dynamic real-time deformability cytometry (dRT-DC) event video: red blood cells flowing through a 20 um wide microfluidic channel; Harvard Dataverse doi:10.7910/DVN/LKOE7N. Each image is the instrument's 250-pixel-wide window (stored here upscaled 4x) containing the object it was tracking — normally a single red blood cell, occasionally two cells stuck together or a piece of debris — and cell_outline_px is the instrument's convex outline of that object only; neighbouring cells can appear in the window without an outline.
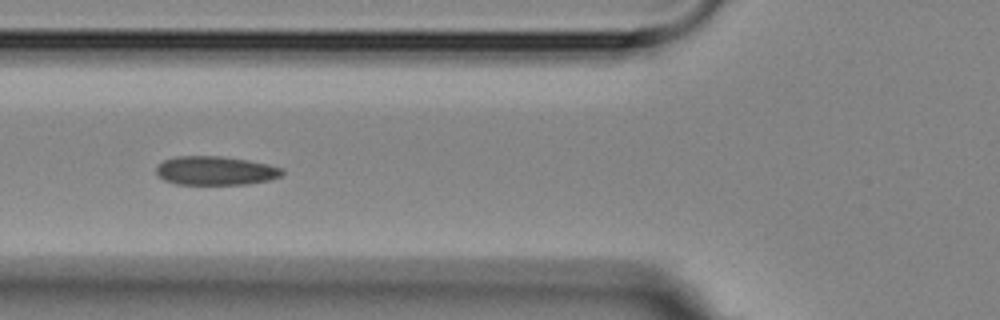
{"species": "Egyptian fruit bat (a non-hibernating species)", "species_latin": "Rousettus aegyptiacus", "temperature_condition": "room temperature", "stored_images_in_passage": 16, "segment_of_instrument_passage": [1, 2], "camera_frame_rate_fps": 3000, "um_per_image_px": 0.085, "animal": {"sex": "female"}, "frame": {"image": 1, "passage_image": 5, "time_ms": 4.667, "image_size_px": [1000, 320], "cell_outline_px": [[284, 172], [280, 176], [268, 180], [248, 184], [176, 184], [164, 180], [156, 172], [156, 168], [164, 160], [176, 156], [220, 156], [248, 160], [268, 164], [284, 168]], "centroid_in_image_um": [18.33, 14.5], "position_along_channel_um": 107.5, "area_um2": 21.1}}
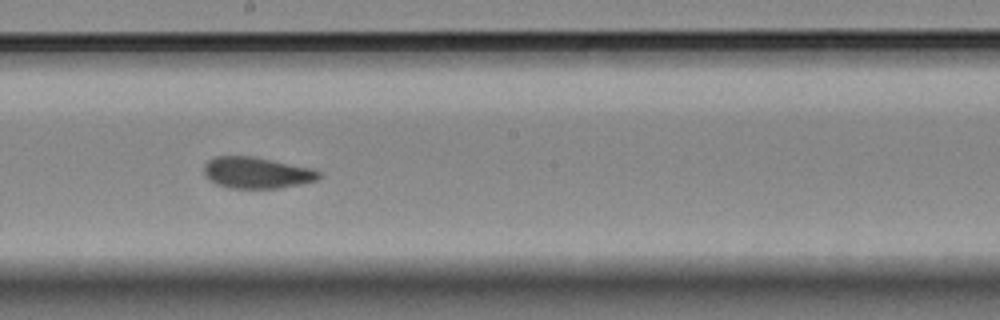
{"frame": {"image": 2, "passage_image": 8, "time_ms": 8.0, "image_size_px": [1000, 320], "cell_outline_px": [[320, 176], [316, 180], [300, 184], [276, 188], [228, 188], [216, 184], [208, 180], [204, 176], [204, 164], [208, 160], [216, 156], [252, 156], [312, 168], [320, 172]], "centroid_in_image_um": [21.77, 14.68], "position_along_channel_um": 226.4, "area_um2": 20.98}}
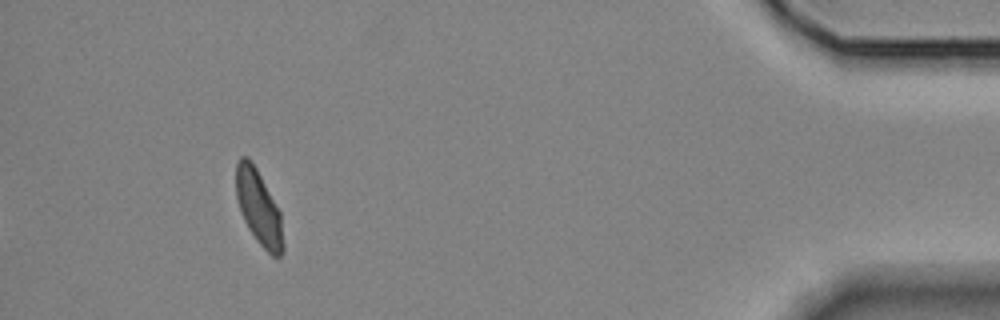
{"frame": {"image": 3, "passage_image": 14, "time_ms": 15.0, "image_size_px": [1000, 320], "cell_outline_px": [[284, 248], [280, 256], [272, 256], [256, 240], [248, 228], [240, 212], [236, 196], [236, 164], [240, 156], [248, 156], [252, 160], [280, 212], [284, 244]], "centroid_in_image_um": [21.98, 17.63], "position_along_channel_um": 413.2, "area_um2": 20.46}}